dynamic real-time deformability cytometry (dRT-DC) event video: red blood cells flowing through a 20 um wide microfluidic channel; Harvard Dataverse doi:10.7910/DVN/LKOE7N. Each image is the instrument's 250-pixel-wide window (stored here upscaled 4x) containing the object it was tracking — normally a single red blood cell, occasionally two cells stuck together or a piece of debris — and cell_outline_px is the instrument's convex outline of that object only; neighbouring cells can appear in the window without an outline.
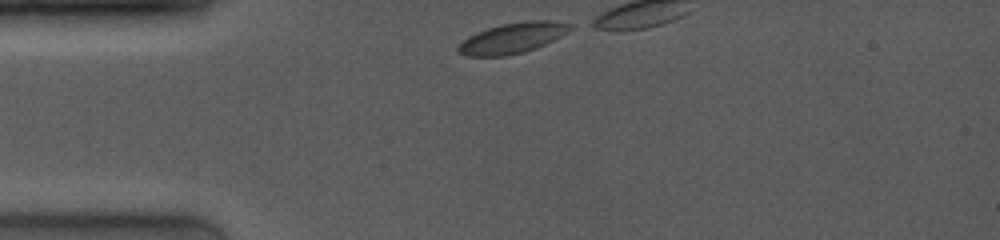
{"species": "common noctule bat (a hibernating species)", "species_latin": "Nyctalus noctula", "temperature_condition": "room temperature", "stored_images_in_passage": 13, "camera_frame_rate_fps": 4000, "um_per_image_px": 0.085, "animal": {"sex": "female", "body_mass_g": 19.0, "forearm_length_mm": 53.3}, "frame": {"image": 1, "passage_image": 1, "time_ms": 0.0, "image_size_px": [1000, 240], "cell_outline_px": [[576, 28], [536, 48], [524, 52], [508, 56], [464, 56], [456, 52], [456, 48], [468, 36], [476, 32], [488, 28], [504, 24], [528, 20], [552, 20], [572, 24]], "centroid_in_image_um": [43.57, 3.23], "position_along_channel_um": 41.4, "area_um2": 20.06}}